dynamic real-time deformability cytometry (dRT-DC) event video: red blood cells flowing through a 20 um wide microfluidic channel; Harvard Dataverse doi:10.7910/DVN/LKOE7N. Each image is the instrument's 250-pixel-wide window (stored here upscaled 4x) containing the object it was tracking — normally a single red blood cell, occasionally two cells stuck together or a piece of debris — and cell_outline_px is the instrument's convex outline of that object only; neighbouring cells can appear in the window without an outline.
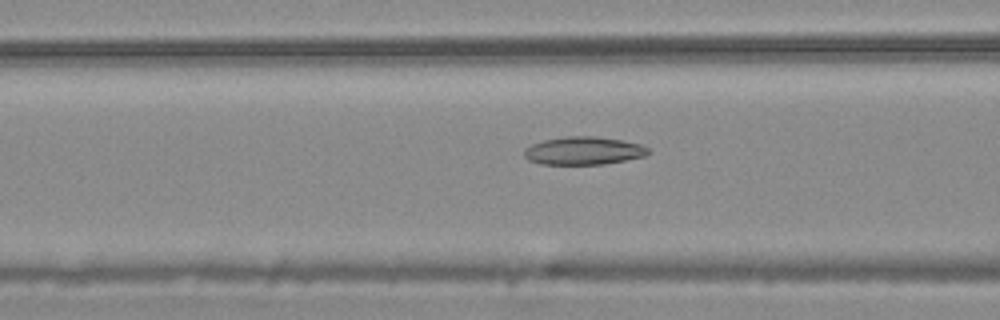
{"species": "common noctule bat (a hibernating species)", "species_latin": "Nyctalus noctula", "temperature_condition": "warm", "stored_images_in_passage": 55, "camera_frame_rate_fps": 3000, "um_per_image_px": 0.085, "animal": {"sex": "male", "body_mass_g": 20.4}, "frame": {"image": 1, "passage_image": 22, "time_ms": 7.0, "image_size_px": [1000, 320], "cell_outline_px": [[648, 152], [644, 156], [604, 164], [540, 164], [528, 160], [524, 156], [524, 148], [532, 144], [544, 140], [564, 136], [596, 136], [624, 140], [640, 144], [648, 148]], "centroid_in_image_um": [49.57, 12.8], "position_along_channel_um": 117.0, "area_um2": 20.23}}
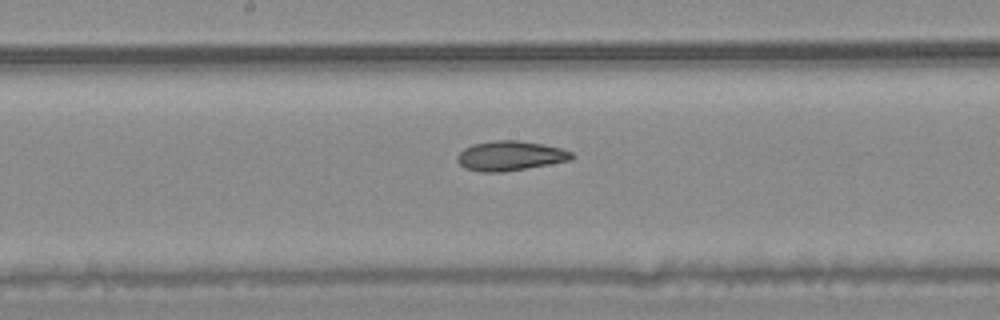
{"frame": {"image": 2, "passage_image": 29, "time_ms": 9.333, "image_size_px": [1000, 320], "cell_outline_px": [[576, 156], [572, 160], [504, 172], [480, 172], [464, 168], [456, 160], [456, 156], [464, 148], [472, 144], [496, 140], [520, 140], [544, 144], [560, 148], [572, 152]], "centroid_in_image_um": [43.37, 13.24], "position_along_channel_um": 204.8, "area_um2": 20.0}}
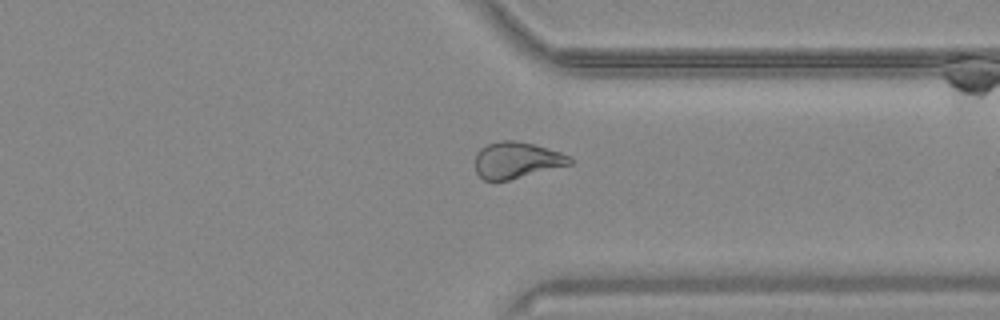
{"frame": {"image": 3, "passage_image": 42, "time_ms": 13.667, "image_size_px": [1000, 320], "cell_outline_px": [[572, 164], [508, 180], [484, 180], [476, 172], [476, 152], [480, 148], [488, 144], [500, 140], [516, 140], [532, 144], [560, 152], [568, 156], [572, 160]], "centroid_in_image_um": [43.89, 13.6], "position_along_channel_um": 367.5, "area_um2": 19.83}, "authors_computed_cell_mechanics": {"area_um2": 21.9062, "velocity_mm_per_s": 3.7511, "shape_relaxation_time_tau1_ms": null, "shape_relaxation_time_tau2_ms": 3.3154, "deformation_change_tau1": null, "deformation_change_tau2": 0.095}}